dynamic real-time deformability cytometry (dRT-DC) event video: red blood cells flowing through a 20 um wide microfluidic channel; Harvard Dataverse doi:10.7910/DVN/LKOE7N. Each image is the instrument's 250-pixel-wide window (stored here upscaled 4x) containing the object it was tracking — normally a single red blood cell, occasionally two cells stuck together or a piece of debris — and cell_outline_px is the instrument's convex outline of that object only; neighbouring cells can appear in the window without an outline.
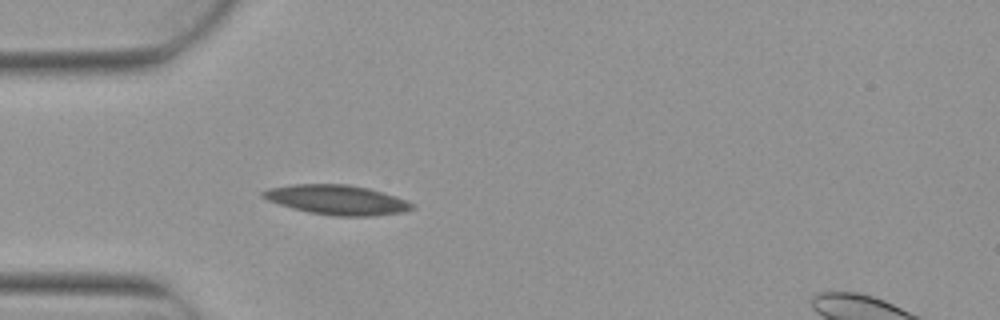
{"species": "Egyptian fruit bat (a non-hibernating species)", "species_latin": "Rousettus aegyptiacus", "temperature_condition": "warm", "stored_images_in_passage": 3, "camera_frame_rate_fps": 3000, "um_per_image_px": 0.085, "animal": {"sex": "female"}, "frame": {"image": 1, "passage_image": 3, "time_ms": 0.667, "image_size_px": [1000, 320], "cell_outline_px": [[416, 208], [404, 212], [372, 216], [332, 216], [308, 212], [292, 208], [268, 200], [260, 196], [260, 192], [268, 188], [292, 184], [348, 184], [368, 188], [396, 196], [416, 204]], "centroid_in_image_um": [28.66, 16.99], "position_along_channel_um": 56.3, "area_um2": 26.01}}